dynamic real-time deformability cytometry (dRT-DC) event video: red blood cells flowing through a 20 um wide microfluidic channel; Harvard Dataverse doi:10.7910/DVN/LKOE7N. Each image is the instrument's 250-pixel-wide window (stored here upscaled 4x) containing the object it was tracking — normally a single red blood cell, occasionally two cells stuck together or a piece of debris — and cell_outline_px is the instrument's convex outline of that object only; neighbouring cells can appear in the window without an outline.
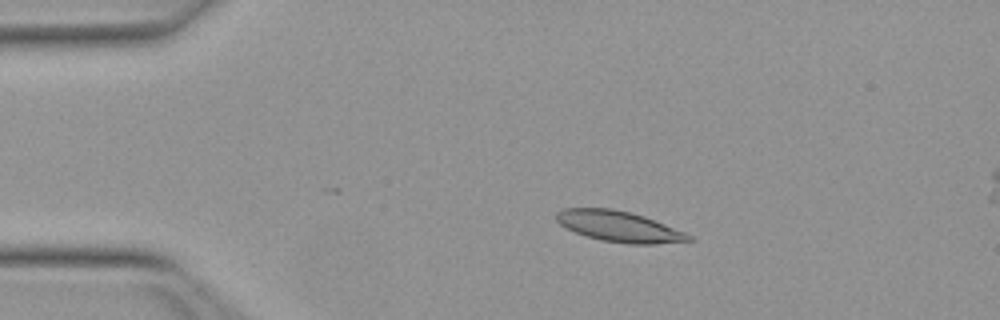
{"species": "Egyptian fruit bat (a non-hibernating species)", "species_latin": "Rousettus aegyptiacus", "temperature_condition": "warm", "stored_images_in_passage": 43, "camera_frame_rate_fps": 3000, "um_per_image_px": 0.085, "animal": {"sex": "female"}, "frame": {"image": 1, "passage_image": 9, "time_ms": 2.667, "image_size_px": [1000, 320], "cell_outline_px": [[692, 240], [656, 244], [628, 244], [600, 240], [576, 232], [560, 224], [556, 220], [556, 212], [564, 208], [612, 208], [632, 212], [644, 216], [684, 232], [692, 236]], "centroid_in_image_um": [52.6, 19.24], "position_along_channel_um": 32.4, "area_um2": 23.52}}
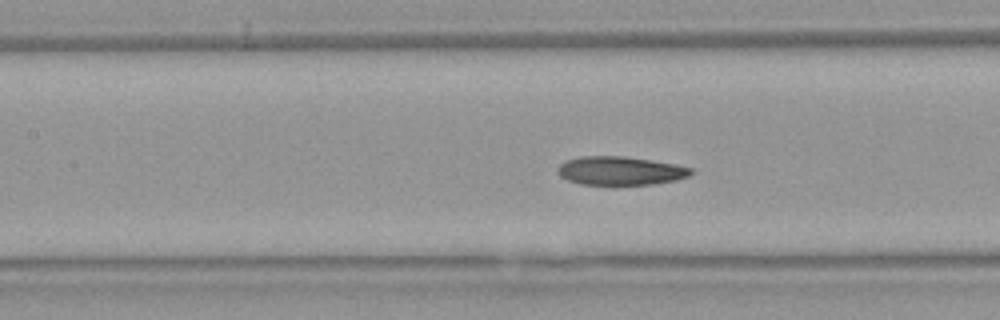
{"frame": {"image": 2, "passage_image": 22, "time_ms": 7.0, "image_size_px": [1000, 320], "cell_outline_px": [[692, 172], [688, 176], [676, 180], [656, 184], [580, 184], [568, 180], [560, 176], [556, 172], [556, 168], [560, 164], [568, 160], [580, 156], [624, 156], [652, 160], [676, 164], [692, 168]], "centroid_in_image_um": [52.71, 14.51], "position_along_channel_um": 154.7, "area_um2": 22.2}}
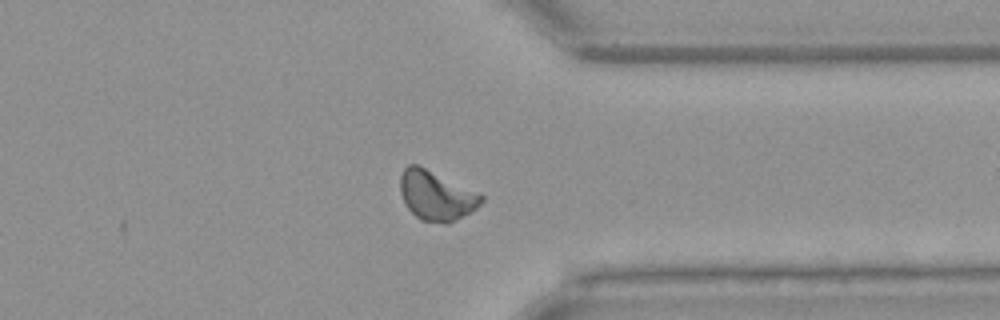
{"frame": {"image": 3, "passage_image": 39, "time_ms": 12.667, "image_size_px": [1000, 320], "cell_outline_px": [[484, 200], [476, 208], [456, 220], [448, 224], [444, 224], [420, 220], [404, 204], [400, 192], [400, 176], [404, 168], [408, 164], [416, 164], [484, 196]], "centroid_in_image_um": [37.04, 16.65], "position_along_channel_um": 374.4, "area_um2": 23.06}, "authors_computed_cell_mechanics": {"area_um2": 22.8888, "velocity_mm_per_s": 3.949, "shape_relaxation_time_tau1_ms": 6.1383, "shape_relaxation_time_tau2_ms": 7.8327, "deformation_change_tau1": 0.1443, "deformation_change_tau2": 0.1329}}